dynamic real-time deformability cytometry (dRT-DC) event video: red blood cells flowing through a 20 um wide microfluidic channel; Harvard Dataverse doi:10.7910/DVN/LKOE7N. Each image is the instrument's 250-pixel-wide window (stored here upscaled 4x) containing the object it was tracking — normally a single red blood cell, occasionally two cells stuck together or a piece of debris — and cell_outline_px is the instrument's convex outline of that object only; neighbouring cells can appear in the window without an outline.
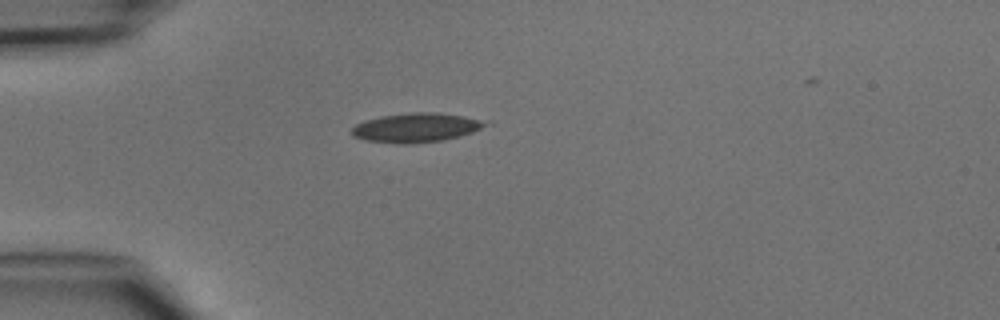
{"species": "common noctule bat (a hibernating species)", "species_latin": "Nyctalus noctula", "temperature_condition": "cold", "stored_images_in_passage": 1, "camera_frame_rate_fps": 3000, "um_per_image_px": 0.085, "animal": {"sex": "male", "body_mass_g": 15.6}, "frame": {"image": 1, "passage_image": 1, "time_ms": 0.0, "image_size_px": [1000, 320], "cell_outline_px": [[492, 124], [472, 132], [460, 136], [444, 140], [408, 144], [400, 144], [364, 140], [352, 136], [352, 128], [356, 124], [364, 120], [380, 116], [408, 112], [436, 112], [492, 120]], "centroid_in_image_um": [35.43, 10.84], "position_along_channel_um": 49.6, "area_um2": 23.24}}